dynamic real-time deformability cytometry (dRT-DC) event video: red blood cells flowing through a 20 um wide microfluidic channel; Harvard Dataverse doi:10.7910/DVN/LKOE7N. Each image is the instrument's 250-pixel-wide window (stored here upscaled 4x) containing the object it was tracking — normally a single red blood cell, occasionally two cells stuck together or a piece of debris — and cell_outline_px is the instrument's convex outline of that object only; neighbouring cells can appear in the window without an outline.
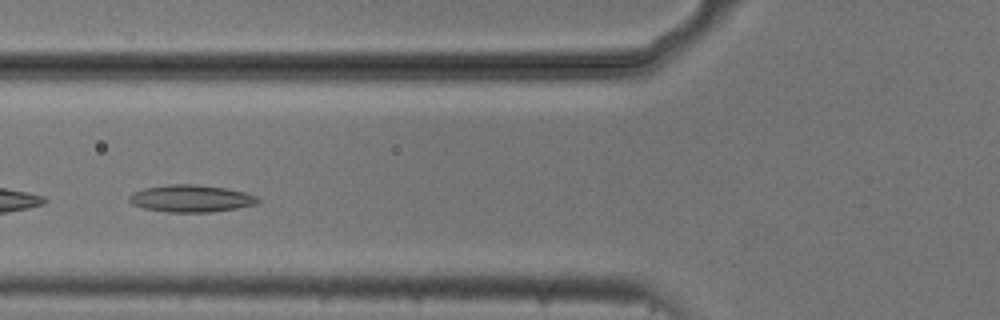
{"species": "common noctule bat (a hibernating species)", "species_latin": "Nyctalus noctula", "temperature_condition": "cold", "stored_images_in_passage": 46, "camera_frame_rate_fps": 3000, "um_per_image_px": 0.085, "animal": {"sex": "male", "body_mass_g": 20.5, "forearm_length_mm": 52.5}, "frame": {"image": 1, "passage_image": 14, "time_ms": 4.333, "image_size_px": [1000, 320], "cell_outline_px": [[260, 200], [256, 204], [236, 208], [212, 212], [168, 212], [144, 208], [132, 204], [128, 200], [128, 196], [132, 192], [144, 188], [172, 184], [196, 184], [224, 188], [244, 192], [256, 196]], "centroid_in_image_um": [16.2, 16.87], "position_along_channel_um": 109.6, "area_um2": 20.29}}
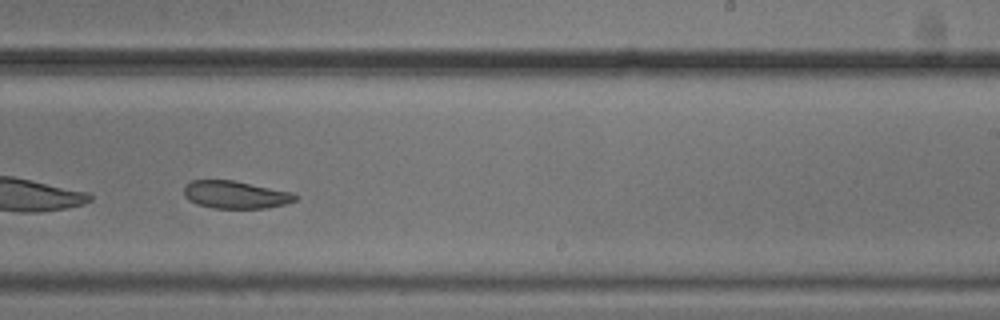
{"frame": {"image": 2, "passage_image": 27, "time_ms": 8.667, "image_size_px": [1000, 320], "cell_outline_px": [[300, 196], [296, 200], [284, 204], [264, 208], [212, 208], [196, 204], [188, 200], [184, 196], [184, 184], [192, 180], [232, 180], [292, 192]], "centroid_in_image_um": [19.98, 16.55], "position_along_channel_um": 269.0, "area_um2": 17.98}, "authors_computed_cell_mechanics": {"area_um2": 20.6924, "velocity_mm_per_s": 3.6775, "shape_relaxation_time_tau1_ms": null, "shape_relaxation_time_tau2_ms": 5.7909, "deformation_change_tau1": null, "deformation_change_tau2": 0.1084}}